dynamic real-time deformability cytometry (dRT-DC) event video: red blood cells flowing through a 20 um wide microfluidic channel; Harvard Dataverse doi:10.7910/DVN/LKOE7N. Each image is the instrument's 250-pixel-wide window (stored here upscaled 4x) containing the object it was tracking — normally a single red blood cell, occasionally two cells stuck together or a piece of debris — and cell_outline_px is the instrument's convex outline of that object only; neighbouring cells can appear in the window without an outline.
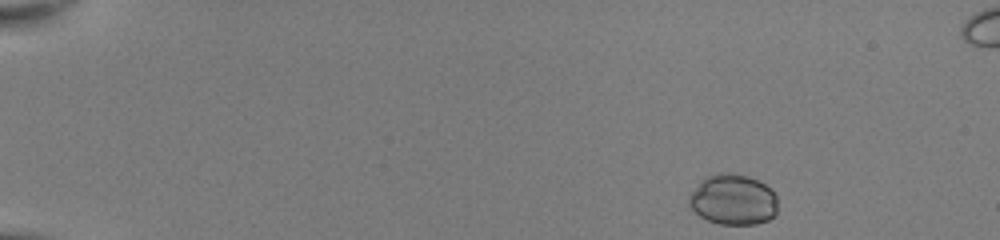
{"species": "common noctule bat (a hibernating species)", "species_latin": "Nyctalus noctula", "temperature_condition": "room temperature", "stored_images_in_passage": 47, "segment_of_instrument_passage": [1, 2], "camera_frame_rate_fps": 3000, "um_per_image_px": 0.085, "animal": {"sex": "female", "body_mass_g": 22.0, "forearm_length_mm": 56.7}, "frame": {"image": 1, "passage_image": 1, "time_ms": 0.0, "image_size_px": [1000, 240], "cell_outline_px": [[776, 216], [768, 220], [756, 224], [720, 224], [708, 220], [700, 216], [688, 204], [688, 196], [708, 176], [716, 172], [732, 172], [748, 176], [764, 184], [776, 196]], "centroid_in_image_um": [62.32, 16.97], "position_along_channel_um": 22.7, "area_um2": 25.95}}
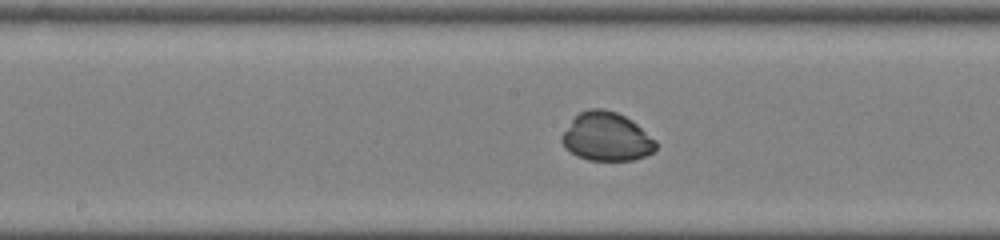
{"frame": {"image": 2, "passage_image": 23, "time_ms": 7.333, "image_size_px": [1000, 240], "cell_outline_px": [[656, 148], [652, 152], [644, 156], [632, 160], [588, 160], [576, 156], [564, 148], [560, 140], [560, 136], [572, 120], [580, 112], [588, 108], [604, 108], [616, 112], [632, 120], [656, 140]], "centroid_in_image_um": [51.53, 11.62], "position_along_channel_um": 196.7, "area_um2": 26.7}}
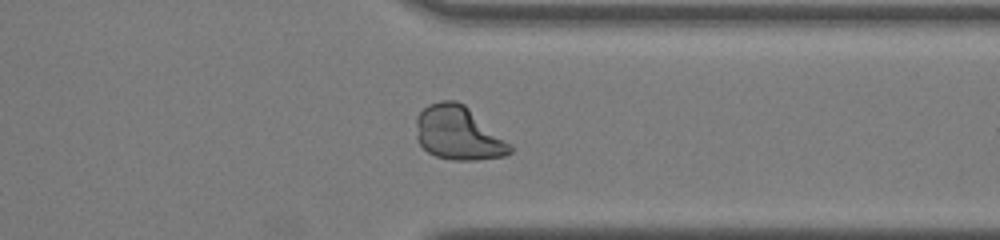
{"frame": {"image": 3, "passage_image": 36, "time_ms": 11.667, "image_size_px": [1000, 240], "cell_outline_px": [[512, 152], [504, 156], [476, 160], [452, 160], [436, 156], [428, 152], [416, 140], [416, 116], [428, 104], [440, 100], [456, 100], [464, 104], [512, 144]], "centroid_in_image_um": [38.95, 11.31], "position_along_channel_um": 372.5, "area_um2": 29.59}}